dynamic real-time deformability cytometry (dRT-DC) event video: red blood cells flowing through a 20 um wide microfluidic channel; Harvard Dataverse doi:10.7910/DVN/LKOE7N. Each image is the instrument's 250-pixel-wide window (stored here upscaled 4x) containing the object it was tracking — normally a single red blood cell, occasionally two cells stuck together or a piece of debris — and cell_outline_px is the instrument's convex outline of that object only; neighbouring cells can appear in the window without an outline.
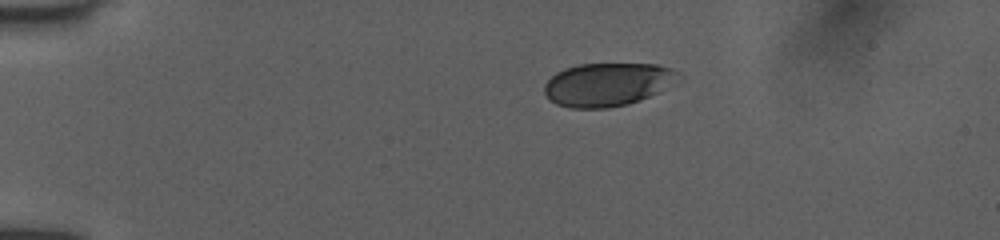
{"species": "human", "species_latin": "Homo sapiens", "temperature_condition": "room temperature", "stored_images_in_passage": 42, "camera_frame_rate_fps": 3000, "um_per_image_px": 0.085, "donor": {"sex": "female"}, "frame": {"image": 1, "passage_image": 1, "time_ms": 0.0, "image_size_px": [1000, 240], "cell_outline_px": [[684, 80], [676, 84], [640, 100], [628, 104], [608, 108], [568, 108], [556, 104], [544, 92], [544, 84], [556, 72], [564, 68], [580, 64], [656, 64], [680, 72], [684, 76]], "centroid_in_image_um": [51.71, 7.17], "position_along_channel_um": 33.3, "area_um2": 34.22}}
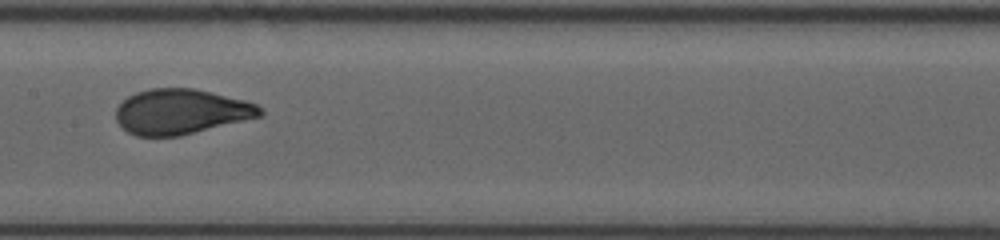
{"frame": {"image": 2, "passage_image": 18, "time_ms": 5.667, "image_size_px": [1000, 240], "cell_outline_px": [[264, 112], [260, 116], [180, 136], [136, 136], [128, 132], [116, 120], [116, 108], [128, 96], [136, 92], [152, 88], [192, 88], [244, 100], [256, 104]], "centroid_in_image_um": [15.35, 9.49], "position_along_channel_um": 192.0, "area_um2": 37.51}}
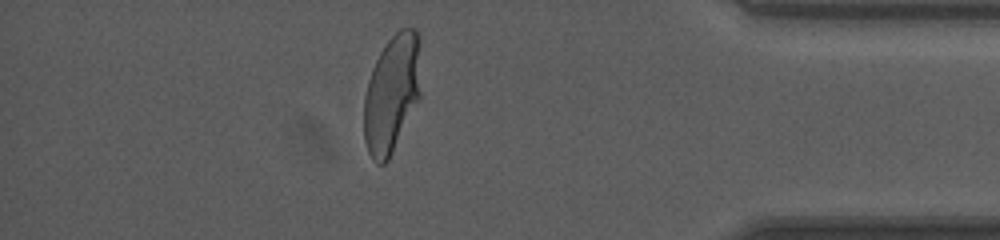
{"frame": {"image": 3, "passage_image": 36, "time_ms": 11.667, "image_size_px": [1000, 240], "cell_outline_px": [[420, 100], [388, 160], [384, 164], [380, 164], [372, 160], [368, 152], [364, 140], [364, 96], [368, 80], [372, 68], [380, 52], [388, 40], [400, 28], [416, 28], [420, 36]], "centroid_in_image_um": [33.32, 7.94], "position_along_channel_um": 401.9, "area_um2": 39.65}, "authors_computed_cell_mechanics": {"area_um2": 38.5815, "velocity_mm_per_s": 3.9827, "shape_relaxation_time_tau1_ms": 4.5532, "shape_relaxation_time_tau2_ms": null, "deformation_change_tau1": 0.1826, "deformation_change_tau2": null}}